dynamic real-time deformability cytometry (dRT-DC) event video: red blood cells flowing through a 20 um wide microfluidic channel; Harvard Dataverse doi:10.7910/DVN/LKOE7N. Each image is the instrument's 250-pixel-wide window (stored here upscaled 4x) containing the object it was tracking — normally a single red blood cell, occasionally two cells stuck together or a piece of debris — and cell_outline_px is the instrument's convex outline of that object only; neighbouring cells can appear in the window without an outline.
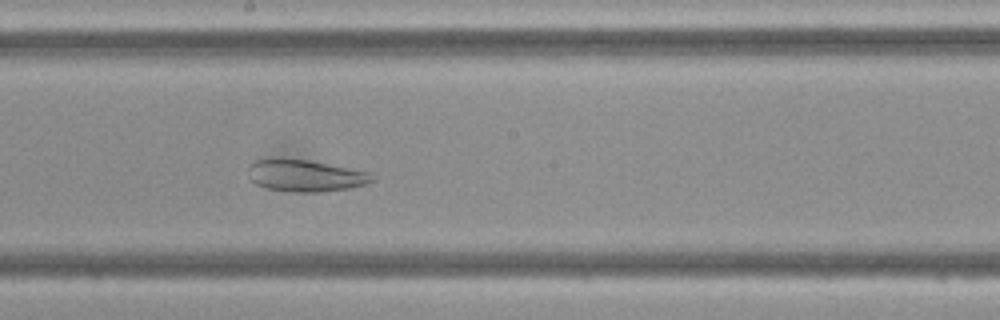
{"species": "Egyptian fruit bat (a non-hibernating species)", "species_latin": "Rousettus aegyptiacus", "temperature_condition": "cold", "stored_images_in_passage": 48, "camera_frame_rate_fps": 3000, "um_per_image_px": 0.085, "frame": {"image": 1, "passage_image": 26, "time_ms": 8.333, "image_size_px": [1000, 320], "cell_outline_px": [[376, 180], [364, 184], [348, 188], [320, 192], [296, 192], [268, 188], [256, 184], [252, 180], [248, 168], [248, 164], [252, 160], [272, 156], [280, 156], [308, 160], [372, 172], [376, 176]], "centroid_in_image_um": [25.93, 14.88], "position_along_channel_um": 222.3, "area_um2": 23.58}}
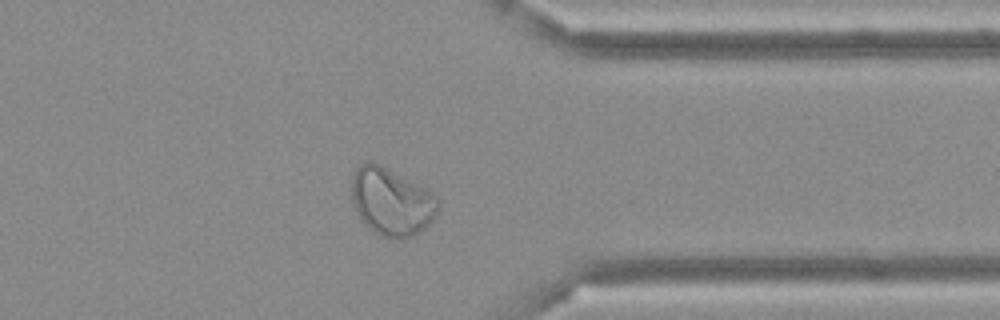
{"frame": {"image": 2, "passage_image": 38, "time_ms": 12.333, "image_size_px": [1000, 320], "cell_outline_px": [[440, 204], [432, 220], [420, 232], [404, 240], [400, 240], [384, 236], [372, 232], [368, 228], [360, 216], [352, 200], [352, 176], [356, 168], [360, 164], [368, 160], [380, 164], [432, 192], [440, 200]], "centroid_in_image_um": [33.28, 17.15], "position_along_channel_um": 378.1, "area_um2": 33.99}}
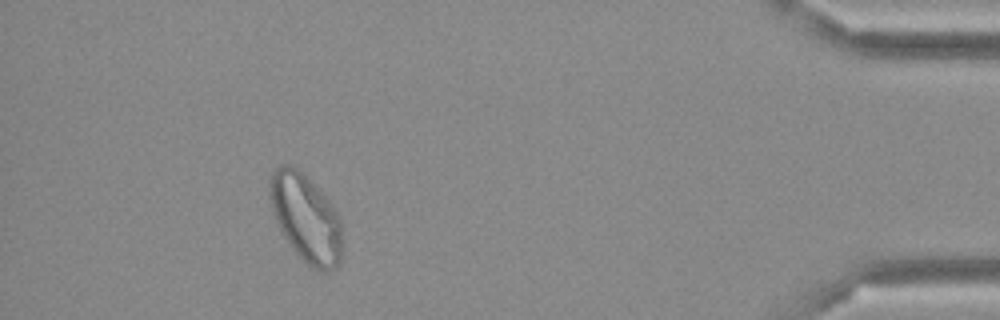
{"frame": {"image": 3, "passage_image": 44, "time_ms": 14.333, "image_size_px": [1000, 320], "cell_outline_px": [[344, 248], [340, 264], [336, 268], [328, 272], [320, 272], [312, 268], [292, 248], [284, 236], [272, 212], [268, 200], [268, 184], [272, 172], [280, 164], [292, 164], [328, 200], [340, 216]], "centroid_in_image_um": [26.01, 18.58], "position_along_channel_um": 409.2, "area_um2": 37.51}}